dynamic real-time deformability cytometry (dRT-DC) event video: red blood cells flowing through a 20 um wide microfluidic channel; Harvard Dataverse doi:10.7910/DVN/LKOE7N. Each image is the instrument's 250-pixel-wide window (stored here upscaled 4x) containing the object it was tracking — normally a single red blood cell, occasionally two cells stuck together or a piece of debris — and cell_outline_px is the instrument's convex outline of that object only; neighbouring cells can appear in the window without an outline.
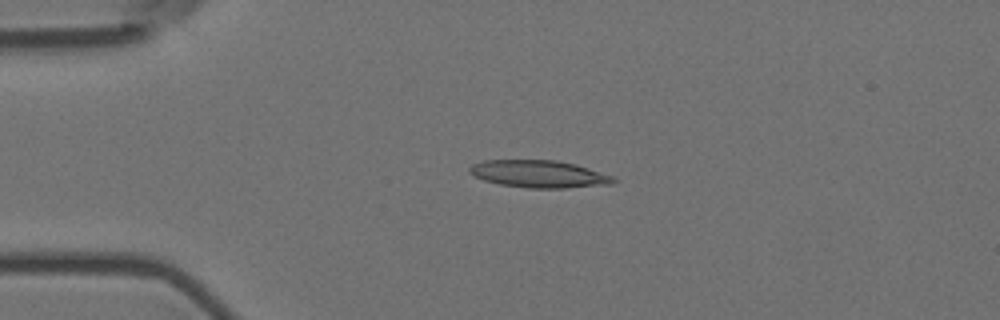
{"species": "Egyptian fruit bat (a non-hibernating species)", "species_latin": "Rousettus aegyptiacus", "temperature_condition": "room temperature", "stored_images_in_passage": 55, "camera_frame_rate_fps": 3000, "um_per_image_px": 0.085, "animal": {"sex": "female"}, "frame": {"image": 1, "passage_image": 12, "time_ms": 3.667, "image_size_px": [1000, 320], "cell_outline_px": [[620, 180], [612, 184], [564, 188], [528, 188], [500, 184], [484, 180], [468, 172], [468, 168], [472, 164], [484, 160], [556, 160], [576, 164], [612, 176]], "centroid_in_image_um": [45.82, 14.79], "position_along_channel_um": 39.2, "area_um2": 22.95}}
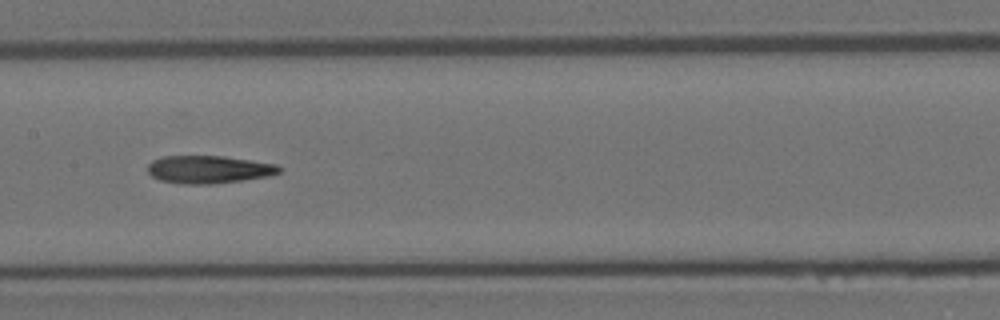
{"frame": {"image": 2, "passage_image": 27, "time_ms": 8.667, "image_size_px": [1000, 320], "cell_outline_px": [[284, 168], [280, 172], [272, 176], [212, 184], [180, 184], [160, 180], [152, 176], [148, 172], [148, 164], [152, 160], [164, 156], [224, 156], [276, 164]], "centroid_in_image_um": [17.77, 14.4], "position_along_channel_um": 189.6, "area_um2": 21.44}}
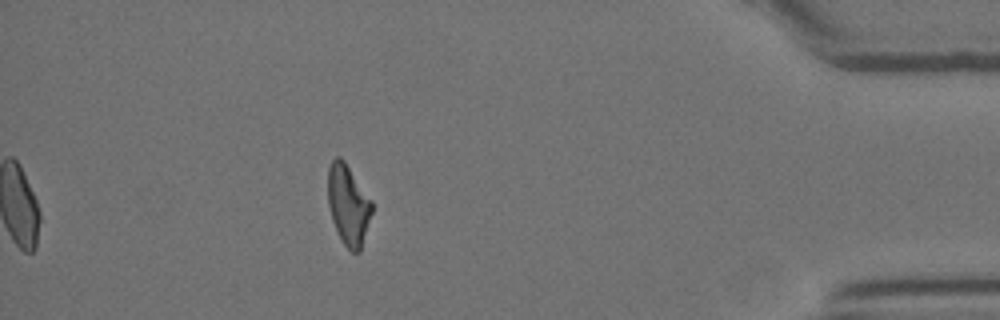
{"frame": {"image": 3, "passage_image": 49, "time_ms": 16.0, "image_size_px": [1000, 320], "cell_outline_px": [[372, 212], [360, 252], [352, 252], [344, 244], [332, 220], [328, 204], [328, 168], [332, 160], [336, 156], [340, 156], [344, 160], [372, 200]], "centroid_in_image_um": [29.6, 17.38], "position_along_channel_um": 405.6, "area_um2": 20.46}, "authors_computed_cell_mechanics": {"area_um2": 21.6172, "velocity_mm_per_s": 3.5992, "shape_relaxation_time_tau1_ms": null, "shape_relaxation_time_tau2_ms": 5.669, "deformation_change_tau1": null, "deformation_change_tau2": 0.1729}}